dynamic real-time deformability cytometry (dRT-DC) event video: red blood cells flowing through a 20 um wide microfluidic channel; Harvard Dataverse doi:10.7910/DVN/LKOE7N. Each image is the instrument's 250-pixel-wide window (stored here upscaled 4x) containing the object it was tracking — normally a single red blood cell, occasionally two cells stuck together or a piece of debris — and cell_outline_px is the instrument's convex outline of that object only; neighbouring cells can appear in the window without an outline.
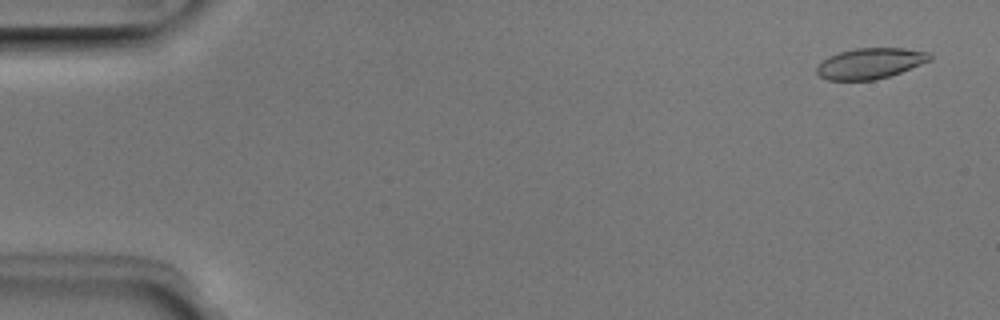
{"species": "Egyptian fruit bat (a non-hibernating species)", "species_latin": "Rousettus aegyptiacus", "temperature_condition": "room temperature", "stored_images_in_passage": 52, "camera_frame_rate_fps": 3000, "um_per_image_px": 0.085, "animal": {"sex": "male"}, "frame": {"image": 1, "passage_image": 3, "time_ms": 0.667, "image_size_px": [1000, 320], "cell_outline_px": [[932, 60], [900, 72], [888, 76], [872, 80], [828, 80], [820, 76], [816, 72], [816, 68], [828, 56], [840, 52], [856, 48], [904, 48], [928, 52], [932, 56]], "centroid_in_image_um": [73.98, 5.38], "position_along_channel_um": 11.0, "area_um2": 20.06}}
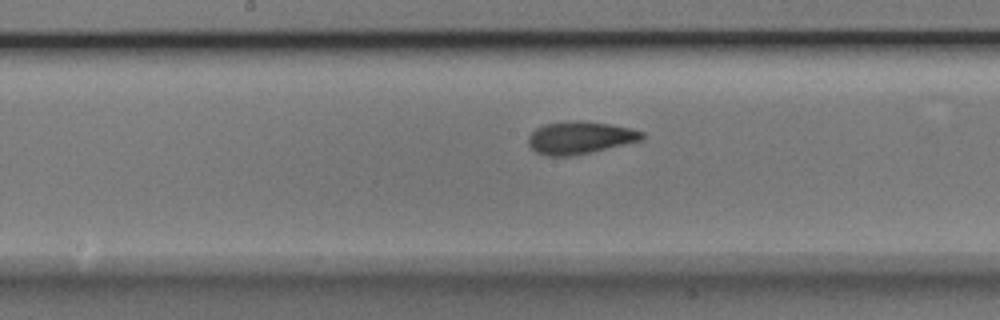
{"frame": {"image": 2, "passage_image": 27, "time_ms": 8.667, "image_size_px": [1000, 320], "cell_outline_px": [[644, 140], [592, 152], [568, 156], [548, 156], [536, 152], [528, 144], [528, 136], [536, 128], [544, 124], [580, 120], [608, 124], [628, 128], [644, 132]], "centroid_in_image_um": [49.3, 11.71], "position_along_channel_um": 198.9, "area_um2": 21.44}}
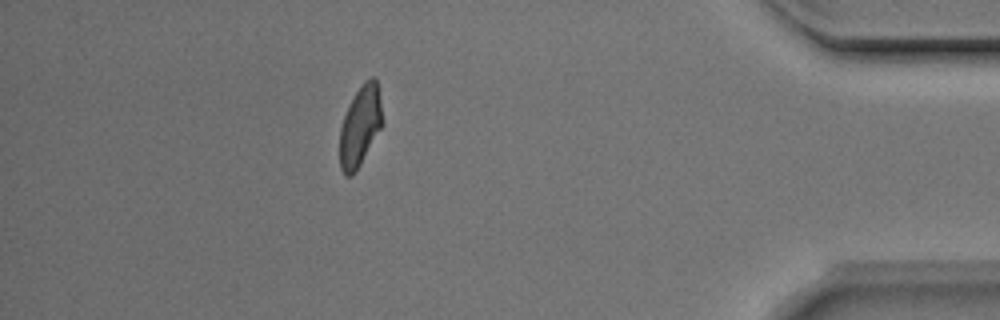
{"frame": {"image": 3, "passage_image": 46, "time_ms": 15.0, "image_size_px": [1000, 320], "cell_outline_px": [[384, 124], [356, 172], [352, 176], [344, 176], [340, 168], [340, 128], [344, 116], [356, 92], [364, 80], [372, 76], [376, 80], [380, 100]], "centroid_in_image_um": [30.62, 10.76], "position_along_channel_um": 404.6, "area_um2": 20.0}, "authors_computed_cell_mechanics": {"area_um2": 20.7791, "velocity_mm_per_s": 3.9651, "shape_relaxation_time_tau1_ms": 3.4109, "shape_relaxation_time_tau2_ms": 1.248, "deformation_change_tau1": 0.1241, "deformation_change_tau2": 0.0556}}